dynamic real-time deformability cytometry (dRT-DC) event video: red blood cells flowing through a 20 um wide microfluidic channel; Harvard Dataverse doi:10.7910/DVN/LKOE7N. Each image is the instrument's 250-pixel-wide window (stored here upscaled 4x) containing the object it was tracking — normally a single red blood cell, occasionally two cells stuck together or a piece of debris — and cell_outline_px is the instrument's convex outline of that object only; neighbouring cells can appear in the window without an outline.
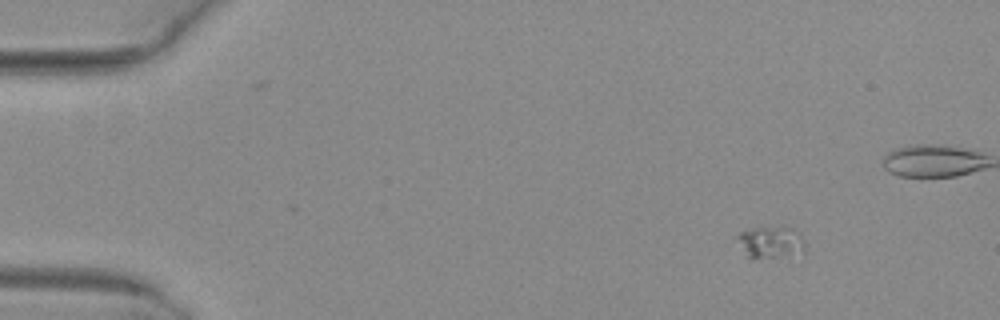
{"species": "common noctule bat (a hibernating species)", "species_latin": "Nyctalus noctula", "temperature_condition": "warm", "stored_images_in_passage": 2, "camera_frame_rate_fps": 3000, "um_per_image_px": 0.085, "animal": {"sex": "female", "body_mass_g": 29.2, "forearm_length_mm": 56.3}, "frame": {"image": 1, "passage_image": 2, "time_ms": 0.333, "image_size_px": [1000, 320], "cell_outline_px": [[804, 256], [752, 260], [748, 256], [736, 236], [740, 232], [752, 228], [792, 228], [804, 240]], "centroid_in_image_um": [65.58, 20.67], "position_along_channel_um": 19.4, "area_um2": 12.83}}